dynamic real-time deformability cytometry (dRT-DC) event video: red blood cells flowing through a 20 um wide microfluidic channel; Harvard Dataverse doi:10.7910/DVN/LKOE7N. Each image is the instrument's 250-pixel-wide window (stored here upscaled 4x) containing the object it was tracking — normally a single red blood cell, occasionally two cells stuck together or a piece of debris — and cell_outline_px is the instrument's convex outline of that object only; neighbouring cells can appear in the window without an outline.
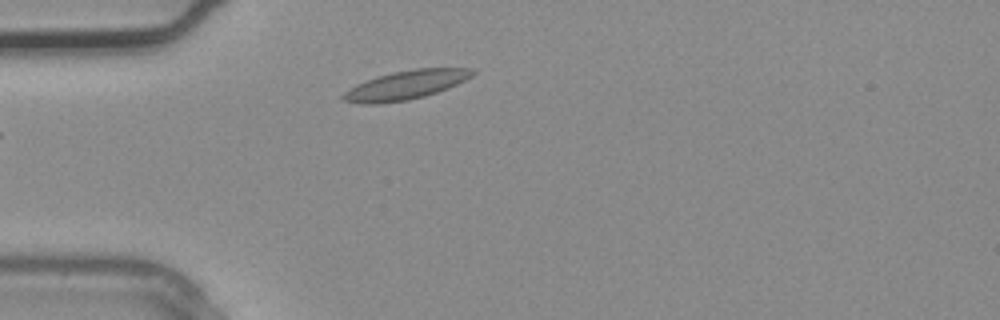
{"species": "common noctule bat (a hibernating species)", "species_latin": "Nyctalus noctula", "temperature_condition": "warm", "stored_images_in_passage": 2, "camera_frame_rate_fps": 3000, "um_per_image_px": 0.085, "animal": {"sex": "male", "body_mass_g": 20.4}, "frame": {"image": 1, "passage_image": 2, "time_ms": 0.333, "image_size_px": [1000, 320], "cell_outline_px": [[476, 72], [472, 76], [448, 88], [424, 96], [408, 100], [380, 104], [364, 104], [344, 100], [340, 96], [344, 92], [356, 84], [376, 76], [392, 72], [416, 68], [476, 68]], "centroid_in_image_um": [34.49, 7.22], "position_along_channel_um": 50.5, "area_um2": 21.79}}